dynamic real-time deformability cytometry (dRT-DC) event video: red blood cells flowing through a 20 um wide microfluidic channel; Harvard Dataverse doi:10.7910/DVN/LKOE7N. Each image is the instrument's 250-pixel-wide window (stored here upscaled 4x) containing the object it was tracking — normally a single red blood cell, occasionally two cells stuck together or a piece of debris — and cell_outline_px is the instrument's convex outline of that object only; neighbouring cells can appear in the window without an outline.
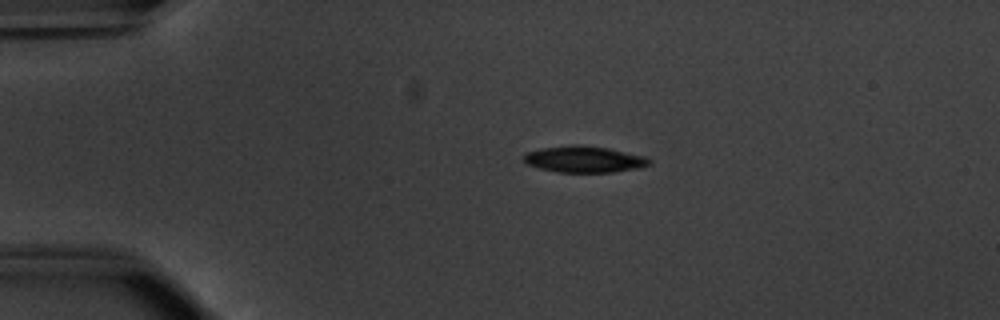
{"species": "common noctule bat (a hibernating species)", "species_latin": "Nyctalus noctula", "temperature_condition": "warm", "stored_images_in_passage": 43, "camera_frame_rate_fps": 3000, "um_per_image_px": 0.085, "animal": {"sex": "male", "body_mass_g": 20.1, "forearm_length_mm": 53.5}, "frame": {"image": 1, "passage_image": 1, "time_ms": 0.0, "image_size_px": [1000, 320], "cell_outline_px": [[652, 164], [636, 168], [612, 172], [560, 172], [540, 168], [528, 164], [520, 160], [524, 152], [540, 148], [572, 144], [576, 144], [608, 148], [644, 156], [652, 160]], "centroid_in_image_um": [49.6, 13.52], "position_along_channel_um": 35.4, "area_um2": 19.42}}
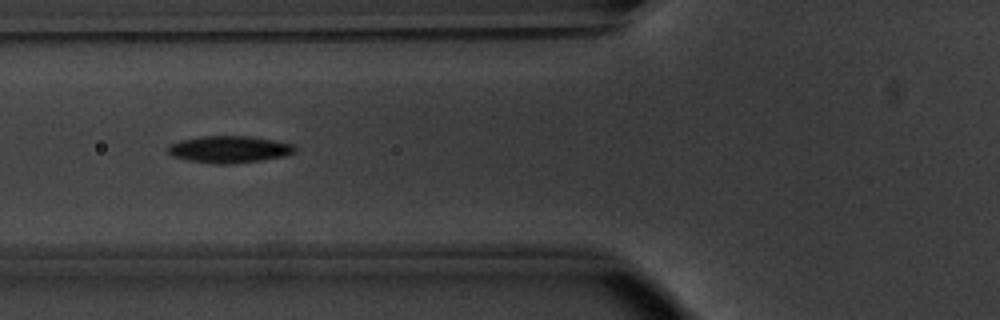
{"frame": {"image": 2, "passage_image": 10, "time_ms": 3.0, "image_size_px": [1000, 320], "cell_outline_px": [[296, 152], [284, 156], [260, 160], [232, 164], [212, 164], [188, 160], [172, 156], [168, 152], [168, 144], [180, 140], [204, 136], [248, 136], [272, 140], [292, 144], [296, 148]], "centroid_in_image_um": [19.46, 12.7], "position_along_channel_um": 106.3, "area_um2": 19.88}}
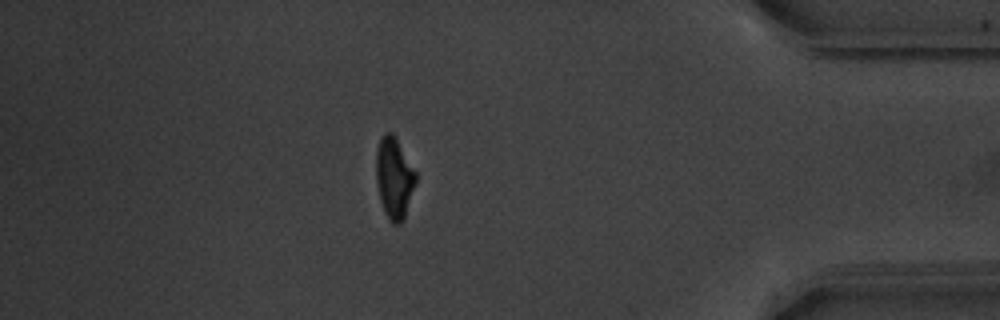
{"frame": {"image": 3, "passage_image": 36, "time_ms": 11.667, "image_size_px": [1000, 320], "cell_outline_px": [[416, 180], [404, 220], [400, 224], [392, 224], [388, 220], [384, 212], [380, 200], [376, 180], [376, 152], [380, 136], [384, 132], [392, 132], [416, 172]], "centroid_in_image_um": [33.48, 15.14], "position_along_channel_um": 401.7, "area_um2": 18.79}, "authors_computed_cell_mechanics": {"area_um2": 19.5364, "velocity_mm_per_s": 3.8089, "shape_relaxation_time_tau1_ms": 2.9108, "shape_relaxation_time_tau2_ms": null, "deformation_change_tau1": 0.1492, "deformation_change_tau2": null}}